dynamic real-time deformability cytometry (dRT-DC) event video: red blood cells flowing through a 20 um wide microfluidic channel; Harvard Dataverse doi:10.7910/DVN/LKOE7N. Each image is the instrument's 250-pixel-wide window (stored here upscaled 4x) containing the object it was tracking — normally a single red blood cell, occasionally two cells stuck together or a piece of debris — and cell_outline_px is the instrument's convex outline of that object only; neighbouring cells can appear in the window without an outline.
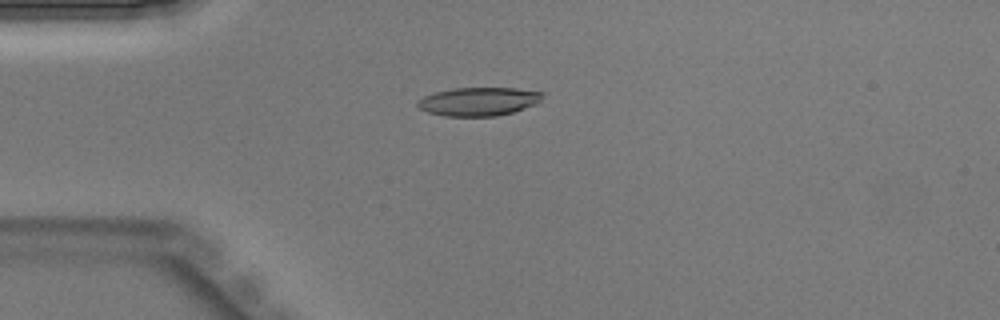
{"species": "Egyptian fruit bat (a non-hibernating species)", "species_latin": "Rousettus aegyptiacus", "temperature_condition": "warm", "stored_images_in_passage": 35, "camera_frame_rate_fps": 3000, "um_per_image_px": 0.085, "animal": {"sex": "male"}, "frame": {"image": 1, "passage_image": 3, "time_ms": 0.667, "image_size_px": [1000, 320], "cell_outline_px": [[544, 96], [536, 104], [512, 112], [496, 116], [444, 116], [428, 112], [420, 108], [416, 104], [424, 96], [436, 92], [452, 88], [516, 88], [544, 92]], "centroid_in_image_um": [40.71, 8.62], "position_along_channel_um": 44.3, "area_um2": 20.63}}
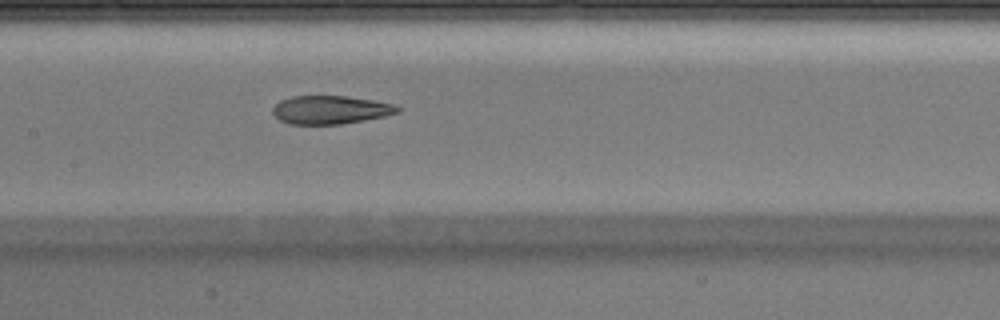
{"frame": {"image": 2, "passage_image": 13, "time_ms": 4.0, "image_size_px": [1000, 320], "cell_outline_px": [[404, 108], [400, 112], [384, 116], [364, 120], [340, 124], [288, 124], [280, 120], [272, 112], [272, 108], [280, 100], [292, 96], [344, 96], [372, 100], [392, 104]], "centroid_in_image_um": [28.09, 9.33], "position_along_channel_um": 179.3, "area_um2": 20.58}}
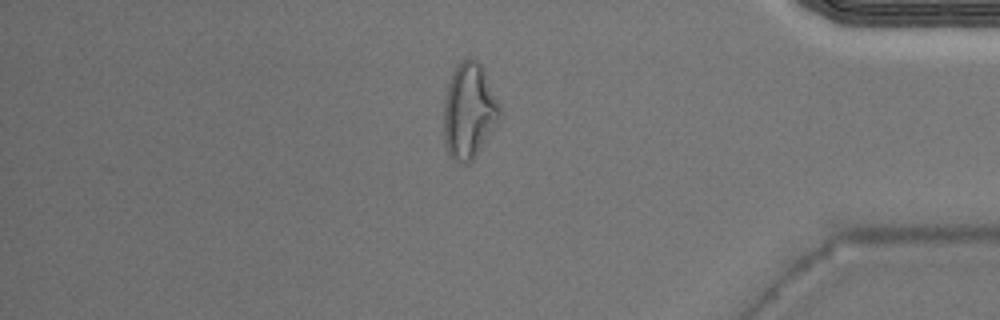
{"frame": {"image": 3, "passage_image": 29, "time_ms": 9.333, "image_size_px": [1000, 320], "cell_outline_px": [[500, 120], [476, 156], [468, 164], [460, 164], [448, 156], [444, 144], [444, 100], [448, 84], [456, 68], [468, 56], [472, 56], [484, 68], [500, 104]], "centroid_in_image_um": [39.88, 9.47], "position_along_channel_um": 395.3, "area_um2": 31.5}}